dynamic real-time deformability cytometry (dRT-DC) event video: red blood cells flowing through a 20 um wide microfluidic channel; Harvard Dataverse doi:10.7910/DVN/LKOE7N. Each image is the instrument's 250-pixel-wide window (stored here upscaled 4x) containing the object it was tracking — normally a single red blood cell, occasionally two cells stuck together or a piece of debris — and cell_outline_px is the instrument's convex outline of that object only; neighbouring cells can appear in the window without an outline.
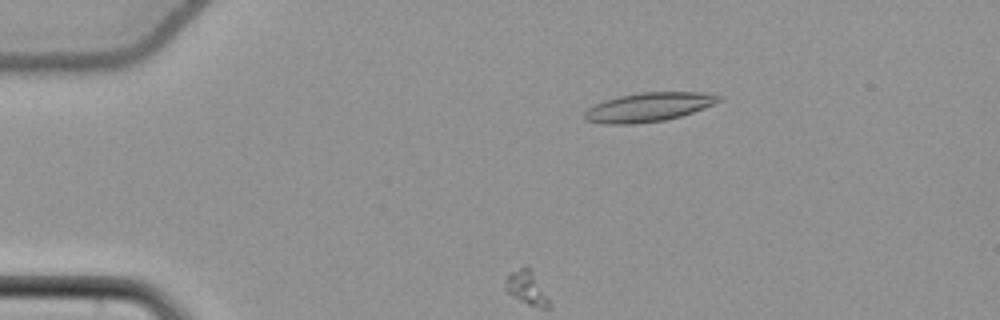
{"species": "common noctule bat (a hibernating species)", "species_latin": "Nyctalus noctula", "temperature_condition": "cold", "stored_images_in_passage": 21, "camera_frame_rate_fps": 3000, "um_per_image_px": 0.085, "animal": {"sex": "female", "body_mass_g": 22.7, "forearm_length_mm": 54.2}, "frame": {"image": 1, "passage_image": 11, "time_ms": 3.333, "image_size_px": [1000, 320], "cell_outline_px": [[724, 100], [704, 108], [680, 116], [664, 120], [632, 124], [604, 124], [584, 120], [584, 112], [588, 108], [604, 100], [620, 96], [644, 92], [704, 92], [724, 96]], "centroid_in_image_um": [55.16, 9.1], "position_along_channel_um": 29.8, "area_um2": 22.72}}